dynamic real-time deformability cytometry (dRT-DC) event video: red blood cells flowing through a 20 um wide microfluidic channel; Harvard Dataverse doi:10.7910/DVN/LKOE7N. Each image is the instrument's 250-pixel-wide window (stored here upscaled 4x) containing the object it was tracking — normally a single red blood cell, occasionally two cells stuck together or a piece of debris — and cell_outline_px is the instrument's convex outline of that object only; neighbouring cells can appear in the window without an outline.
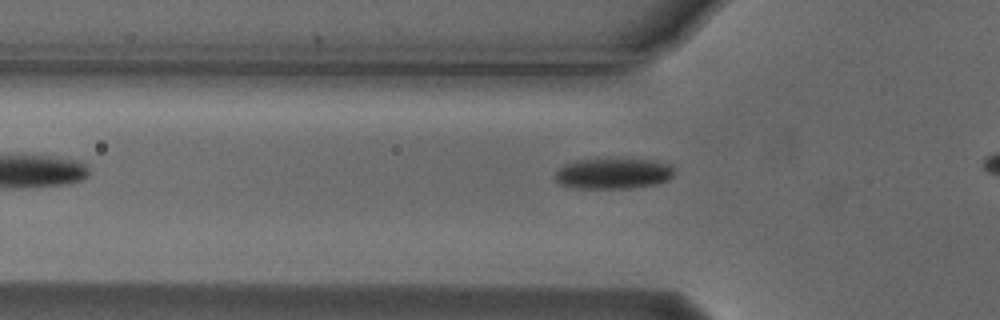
{"species": "Egyptian fruit bat (a non-hibernating species)", "species_latin": "Rousettus aegyptiacus", "temperature_condition": "cold", "stored_images_in_passage": 30, "camera_frame_rate_fps": 3000, "um_per_image_px": 0.085, "animal": {"sex": "male"}, "frame": {"image": 1, "passage_image": 6, "time_ms": 1.667, "image_size_px": [1000, 320], "cell_outline_px": [[676, 168], [672, 176], [668, 180], [656, 184], [632, 188], [572, 188], [560, 184], [556, 180], [556, 172], [564, 164], [576, 160], [596, 156], [616, 156], [656, 160], [668, 164]], "centroid_in_image_um": [52.14, 14.68], "position_along_channel_um": 73.7, "area_um2": 22.6}}
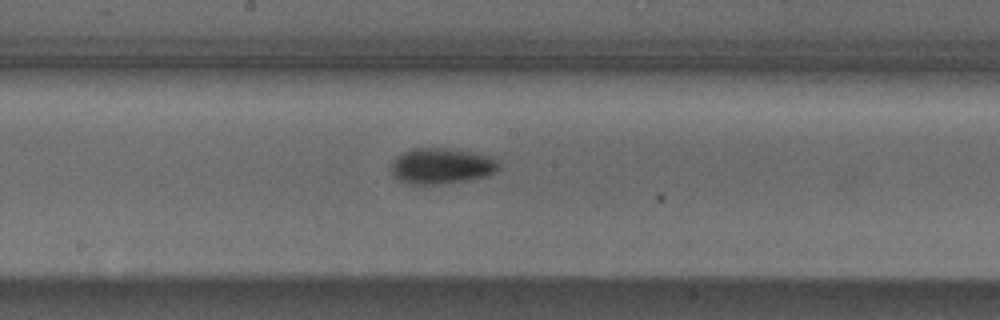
{"frame": {"image": 2, "passage_image": 17, "time_ms": 5.333, "image_size_px": [1000, 320], "cell_outline_px": [[500, 168], [496, 172], [488, 176], [468, 180], [444, 184], [404, 184], [392, 172], [392, 160], [396, 156], [412, 148], [444, 148], [492, 156], [500, 164]], "centroid_in_image_um": [37.55, 14.12], "position_along_channel_um": 210.7, "area_um2": 22.54}}
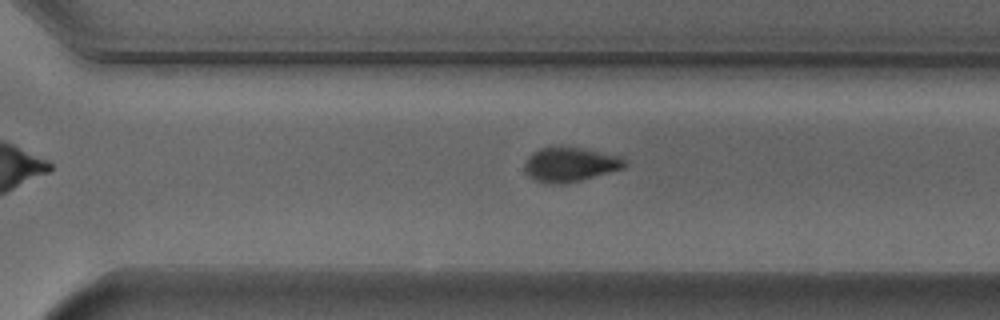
{"frame": {"image": 3, "passage_image": 26, "time_ms": 8.333, "image_size_px": [1000, 320], "cell_outline_px": [[628, 164], [624, 168], [580, 180], [564, 184], [544, 184], [528, 176], [524, 172], [524, 164], [528, 156], [532, 152], [540, 148], [584, 148], [620, 156]], "centroid_in_image_um": [48.43, 14.0], "position_along_channel_um": 322.2, "area_um2": 20.0}, "authors_computed_cell_mechanics": {"area_um2": 22.2819, "velocity_mm_per_s": 3.7237, "shape_relaxation_time_tau1_ms": 3.6791, "shape_relaxation_time_tau2_ms": null, "deformation_change_tau1": 0.1245, "deformation_change_tau2": null}}